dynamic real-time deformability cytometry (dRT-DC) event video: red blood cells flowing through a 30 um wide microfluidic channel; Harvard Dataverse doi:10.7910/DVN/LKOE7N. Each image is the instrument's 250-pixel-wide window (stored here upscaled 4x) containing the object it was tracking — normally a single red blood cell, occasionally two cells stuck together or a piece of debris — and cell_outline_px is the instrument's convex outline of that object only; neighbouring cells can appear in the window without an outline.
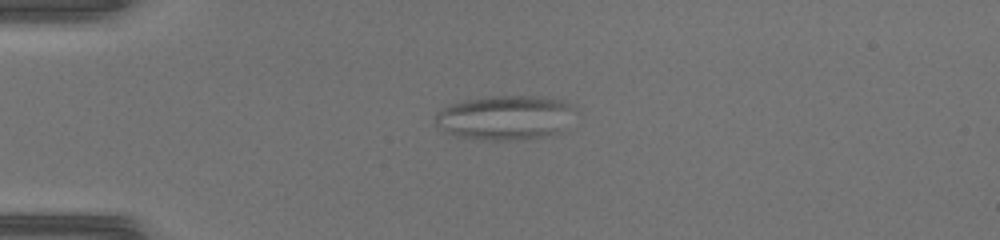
{"species": "common noctule bat (a hibernating species)", "species_latin": "Nyctalus noctula", "temperature_condition": "warm", "stored_images_in_passage": 48, "camera_frame_rate_fps": 3000, "um_per_image_px": 0.085, "animal": {"sex": "female", "body_mass_g": 17.0, "forearm_length_mm": 48.0}, "frame": {"image": 1, "passage_image": 13, "time_ms": 4.0, "image_size_px": [1000, 240], "cell_outline_px": [[568, 108], [552, 132], [540, 136], [496, 140], [492, 140], [464, 136], [448, 132], [436, 124], [436, 112], [452, 104], [468, 100], [496, 96], [532, 96], [560, 100], [568, 104]], "centroid_in_image_um": [42.7, 9.96], "position_along_channel_um": 42.3, "area_um2": 33.12}}
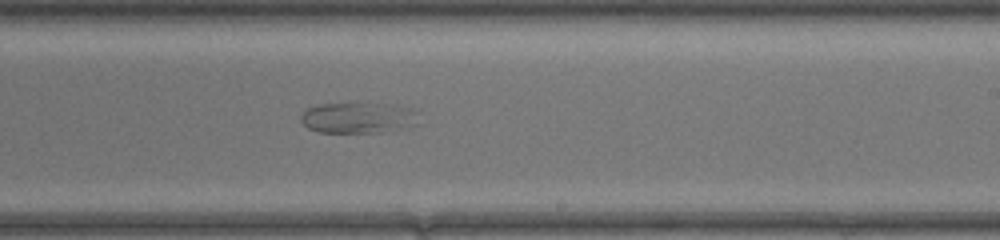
{"frame": {"image": 2, "passage_image": 30, "time_ms": 9.667, "image_size_px": [1000, 240], "cell_outline_px": [[420, 124], [408, 128], [380, 132], [320, 132], [308, 128], [300, 120], [300, 116], [308, 108], [320, 104], [356, 100], [388, 104], [408, 108], [420, 112]], "centroid_in_image_um": [30.52, 9.97], "position_along_channel_um": 258.5, "area_um2": 22.25}}
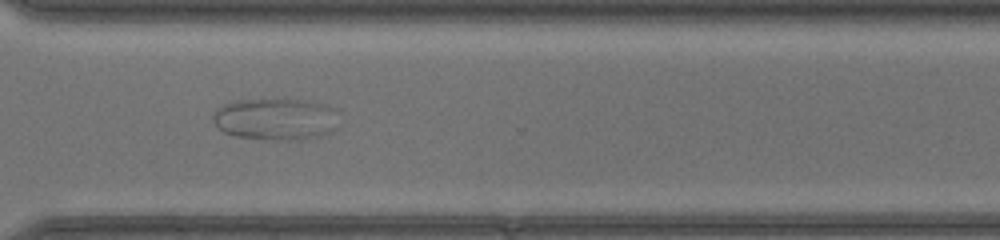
{"frame": {"image": 3, "passage_image": 36, "time_ms": 11.667, "image_size_px": [1000, 240], "cell_outline_px": [[336, 128], [332, 132], [320, 136], [300, 140], [268, 140], [236, 136], [224, 132], [212, 120], [212, 116], [216, 108], [224, 104], [236, 100], [312, 100], [324, 104], [332, 108]], "centroid_in_image_um": [23.4, 10.14], "position_along_channel_um": 347.2, "area_um2": 30.63}}